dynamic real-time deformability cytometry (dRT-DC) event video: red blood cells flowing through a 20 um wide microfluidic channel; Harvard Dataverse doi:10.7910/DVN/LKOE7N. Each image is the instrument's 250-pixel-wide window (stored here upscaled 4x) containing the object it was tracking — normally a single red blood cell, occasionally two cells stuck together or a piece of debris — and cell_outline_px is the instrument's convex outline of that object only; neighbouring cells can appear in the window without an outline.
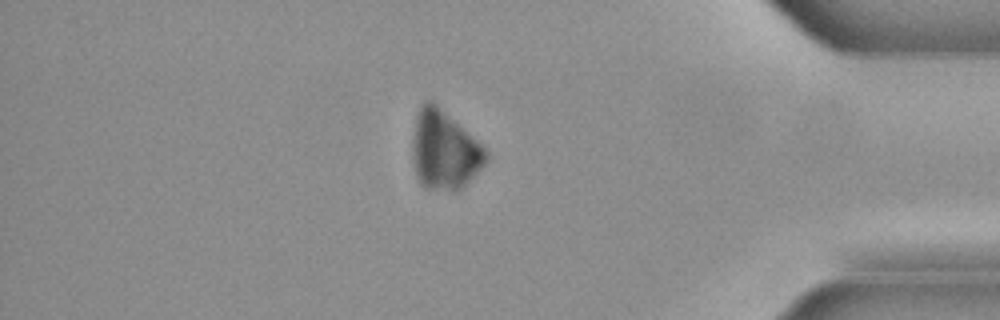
{"species": "common noctule bat (a hibernating species)", "species_latin": "Nyctalus noctula", "temperature_condition": "cold", "stored_images_in_passage": 33, "camera_frame_rate_fps": 3000, "um_per_image_px": 0.085, "animal": {"sex": "male", "body_mass_g": 21.5, "forearm_length_mm": 52.0}, "frame": {"image": 1, "passage_image": 26, "time_ms": 8.333, "image_size_px": [1000, 320], "cell_outline_px": [[488, 160], [456, 192], [424, 188], [416, 172], [412, 156], [412, 140], [416, 116], [420, 104], [424, 100], [432, 100], [476, 140], [488, 152]], "centroid_in_image_um": [37.73, 12.75], "position_along_channel_um": 397.5, "area_um2": 33.35}}